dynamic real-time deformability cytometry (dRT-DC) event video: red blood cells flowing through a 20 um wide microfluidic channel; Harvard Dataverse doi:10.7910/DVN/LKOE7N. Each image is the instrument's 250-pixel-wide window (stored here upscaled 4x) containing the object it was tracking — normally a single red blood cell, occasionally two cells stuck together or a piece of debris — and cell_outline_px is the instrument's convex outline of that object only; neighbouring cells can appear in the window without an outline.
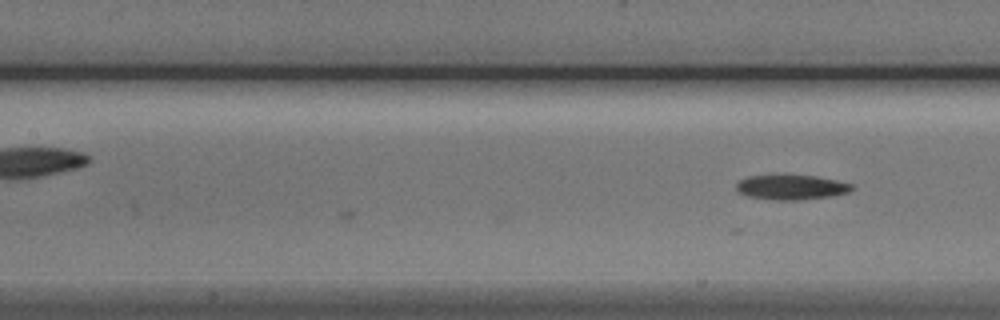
{"species": "Egyptian fruit bat (a non-hibernating species)", "species_latin": "Rousettus aegyptiacus", "temperature_condition": "cold", "stored_images_in_passage": 20, "camera_frame_rate_fps": 3000, "um_per_image_px": 0.085, "animal": {"sex": "male"}, "frame": {"image": 1, "passage_image": 20, "time_ms": 6.333, "image_size_px": [1000, 320], "cell_outline_px": [[856, 188], [848, 192], [832, 196], [796, 200], [772, 200], [748, 196], [736, 192], [736, 184], [740, 180], [748, 176], [784, 172], [816, 176], [836, 180], [852, 184]], "centroid_in_image_um": [67.22, 15.87], "position_along_channel_um": 140.2, "area_um2": 17.57}}